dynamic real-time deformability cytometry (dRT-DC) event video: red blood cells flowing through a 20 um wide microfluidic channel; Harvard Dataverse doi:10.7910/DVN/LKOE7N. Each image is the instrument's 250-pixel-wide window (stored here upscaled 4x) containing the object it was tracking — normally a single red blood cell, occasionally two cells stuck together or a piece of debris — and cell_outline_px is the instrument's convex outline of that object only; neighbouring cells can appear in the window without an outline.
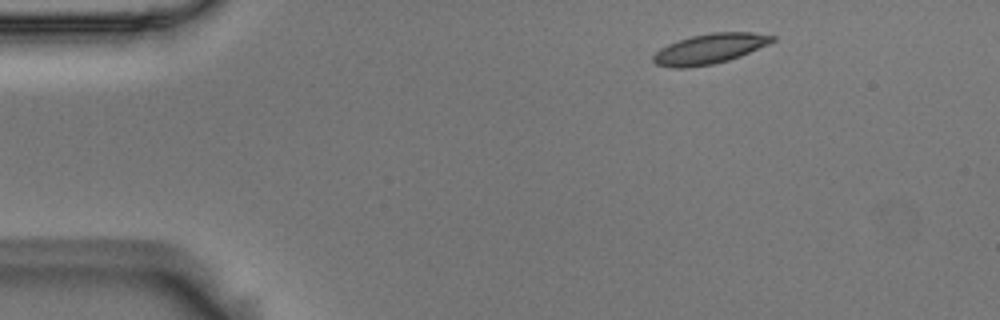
{"species": "Egyptian fruit bat (a non-hibernating species)", "species_latin": "Rousettus aegyptiacus", "temperature_condition": "room temperature", "stored_images_in_passage": 2, "camera_frame_rate_fps": 3000, "um_per_image_px": 0.085, "animal": {"sex": "male"}, "frame": {"image": 1, "passage_image": 1, "time_ms": 0.0, "image_size_px": [1000, 320], "cell_outline_px": [[776, 40], [768, 44], [740, 56], [728, 60], [712, 64], [684, 68], [672, 68], [656, 64], [652, 60], [652, 56], [660, 48], [668, 44], [692, 36], [712, 32], [752, 32], [776, 36]], "centroid_in_image_um": [60.32, 4.14], "position_along_channel_um": 24.7, "area_um2": 20.75}}